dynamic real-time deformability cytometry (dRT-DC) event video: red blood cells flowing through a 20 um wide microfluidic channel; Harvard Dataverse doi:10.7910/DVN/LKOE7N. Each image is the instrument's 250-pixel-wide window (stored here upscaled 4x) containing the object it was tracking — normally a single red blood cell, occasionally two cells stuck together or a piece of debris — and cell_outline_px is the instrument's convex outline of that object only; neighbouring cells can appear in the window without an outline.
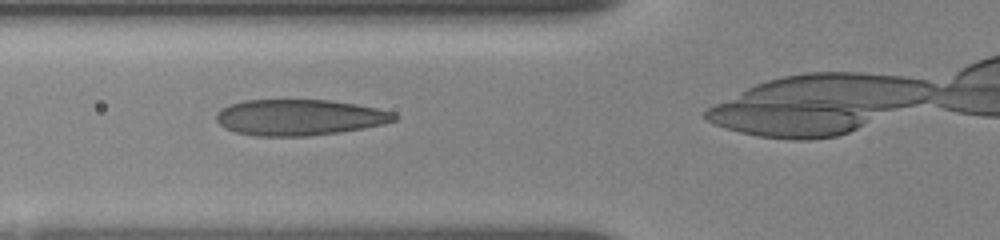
{"species": "human", "species_latin": "Homo sapiens", "temperature_condition": "room temperature", "stored_images_in_passage": 37, "camera_frame_rate_fps": 3000, "um_per_image_px": 0.085, "donor": {"sex": "female"}, "frame": {"image": 1, "passage_image": 13, "time_ms": 4.0, "image_size_px": [1000, 240], "cell_outline_px": [[400, 116], [396, 120], [384, 124], [364, 128], [340, 132], [308, 136], [256, 136], [236, 132], [224, 128], [216, 120], [216, 112], [220, 108], [228, 104], [244, 100], [328, 100], [356, 104], [396, 112]], "centroid_in_image_um": [25.45, 9.97], "position_along_channel_um": 100.3, "area_um2": 37.69}}
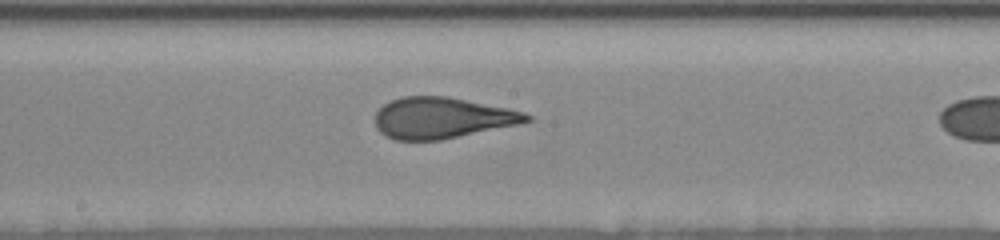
{"frame": {"image": 2, "passage_image": 22, "time_ms": 7.0, "image_size_px": [1000, 240], "cell_outline_px": [[532, 120], [520, 124], [440, 140], [396, 140], [384, 136], [376, 128], [376, 112], [384, 104], [392, 100], [404, 96], [448, 96], [508, 108], [524, 112], [532, 116]], "centroid_in_image_um": [37.58, 10.02], "position_along_channel_um": 210.6, "area_um2": 36.3}}
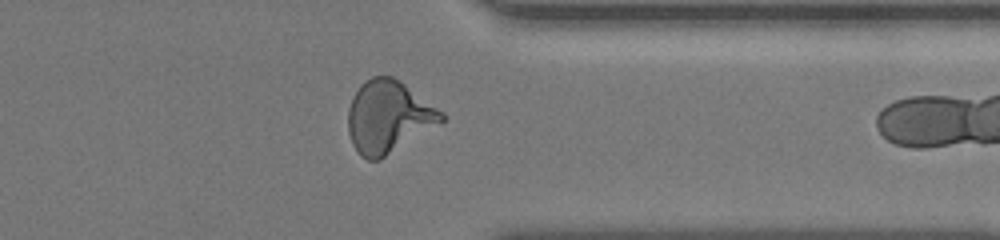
{"frame": {"image": 3, "passage_image": 36, "time_ms": 11.667, "image_size_px": [1000, 240], "cell_outline_px": [[444, 120], [380, 160], [368, 160], [360, 156], [352, 144], [348, 132], [348, 108], [352, 96], [360, 84], [372, 76], [392, 76], [400, 80], [444, 112]], "centroid_in_image_um": [32.98, 9.92], "position_along_channel_um": 378.4, "area_um2": 39.3}}